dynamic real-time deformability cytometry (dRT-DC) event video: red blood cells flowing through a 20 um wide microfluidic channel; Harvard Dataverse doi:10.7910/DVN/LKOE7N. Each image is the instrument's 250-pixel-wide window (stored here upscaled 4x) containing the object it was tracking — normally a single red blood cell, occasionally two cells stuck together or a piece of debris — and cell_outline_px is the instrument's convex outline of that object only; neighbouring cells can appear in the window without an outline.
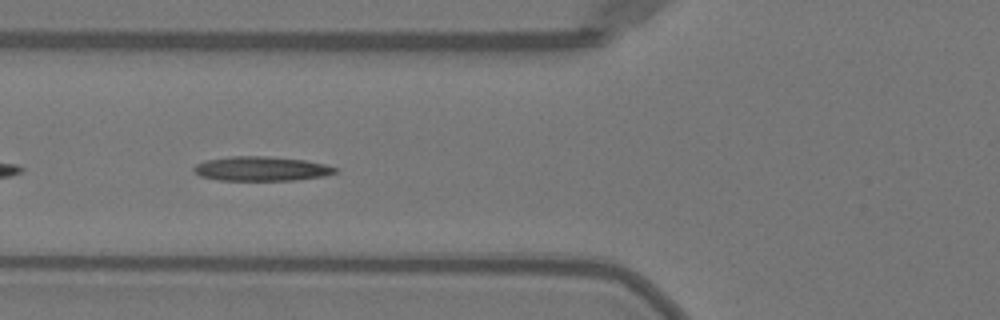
{"species": "Egyptian fruit bat (a non-hibernating species)", "species_latin": "Rousettus aegyptiacus", "temperature_condition": "warm", "stored_images_in_passage": 37, "camera_frame_rate_fps": 3000, "um_per_image_px": 0.085, "animal": {"sex": "female"}, "frame": {"image": 1, "passage_image": 6, "time_ms": 1.667, "image_size_px": [1000, 320], "cell_outline_px": [[340, 172], [324, 176], [292, 180], [220, 180], [200, 176], [192, 168], [196, 164], [204, 160], [232, 156], [268, 156], [304, 160], [324, 164], [340, 168]], "centroid_in_image_um": [22.25, 14.33], "position_along_channel_um": 103.6, "area_um2": 20.17}, "authors_computed_cell_mechanics": {"area_um2": 19.2474, "velocity_mm_per_s": 4.0138, "shape_relaxation_time_tau1_ms": 5.8894, "shape_relaxation_time_tau2_ms": 4.5265, "deformation_change_tau1": 0.225, "deformation_change_tau2": 0.1202}}